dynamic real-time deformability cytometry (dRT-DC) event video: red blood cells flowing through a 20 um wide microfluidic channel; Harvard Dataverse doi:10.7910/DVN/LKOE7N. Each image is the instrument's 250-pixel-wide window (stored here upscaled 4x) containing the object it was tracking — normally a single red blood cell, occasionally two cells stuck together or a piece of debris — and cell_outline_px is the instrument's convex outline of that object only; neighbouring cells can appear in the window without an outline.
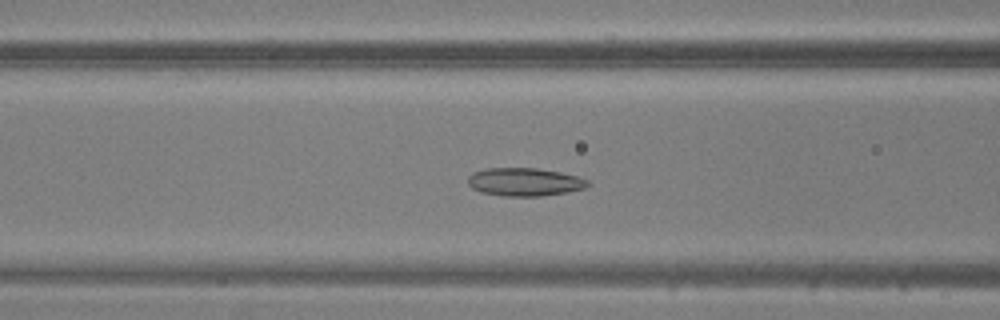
{"species": "common noctule bat (a hibernating species)", "species_latin": "Nyctalus noctula", "temperature_condition": "warm", "stored_images_in_passage": 49, "camera_frame_rate_fps": 3000, "um_per_image_px": 0.085, "animal": {"sex": "male", "body_mass_g": 20.5, "forearm_length_mm": 52.5}, "frame": {"image": 1, "passage_image": 20, "time_ms": 6.333, "image_size_px": [1000, 320], "cell_outline_px": [[592, 184], [584, 188], [568, 192], [540, 196], [504, 196], [480, 192], [472, 188], [468, 184], [468, 176], [472, 172], [484, 168], [536, 168], [560, 172], [576, 176], [588, 180]], "centroid_in_image_um": [44.57, 15.46], "position_along_channel_um": 122.0, "area_um2": 19.77}}
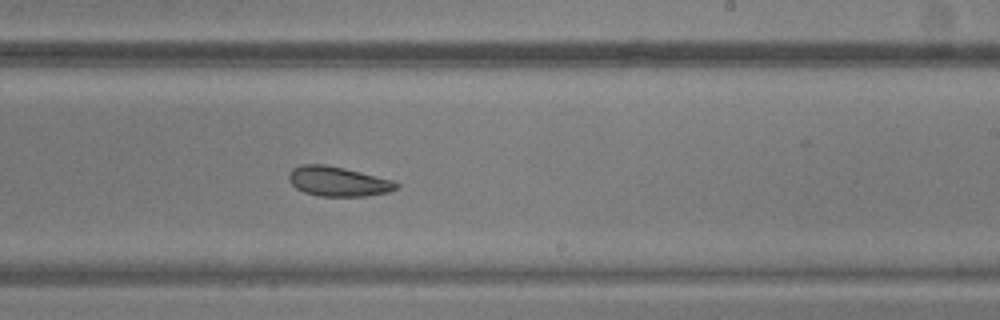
{"frame": {"image": 2, "passage_image": 30, "time_ms": 9.667, "image_size_px": [1000, 320], "cell_outline_px": [[400, 184], [396, 188], [388, 192], [364, 196], [320, 196], [304, 192], [296, 188], [288, 180], [288, 176], [292, 168], [300, 164], [324, 164], [344, 168], [392, 180]], "centroid_in_image_um": [28.69, 15.41], "position_along_channel_um": 260.3, "area_um2": 18.5}}
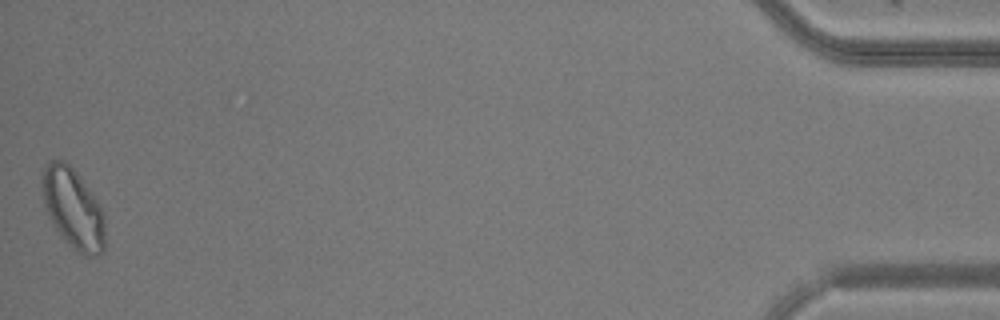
{"frame": {"image": 3, "passage_image": 49, "time_ms": 16.0, "image_size_px": [1000, 320], "cell_outline_px": [[104, 252], [100, 256], [84, 256], [76, 252], [60, 236], [52, 224], [44, 204], [40, 180], [40, 172], [48, 160], [64, 160], [76, 172], [88, 188], [96, 200], [104, 216]], "centroid_in_image_um": [6.17, 17.73], "position_along_channel_um": 429.0, "area_um2": 29.71}}